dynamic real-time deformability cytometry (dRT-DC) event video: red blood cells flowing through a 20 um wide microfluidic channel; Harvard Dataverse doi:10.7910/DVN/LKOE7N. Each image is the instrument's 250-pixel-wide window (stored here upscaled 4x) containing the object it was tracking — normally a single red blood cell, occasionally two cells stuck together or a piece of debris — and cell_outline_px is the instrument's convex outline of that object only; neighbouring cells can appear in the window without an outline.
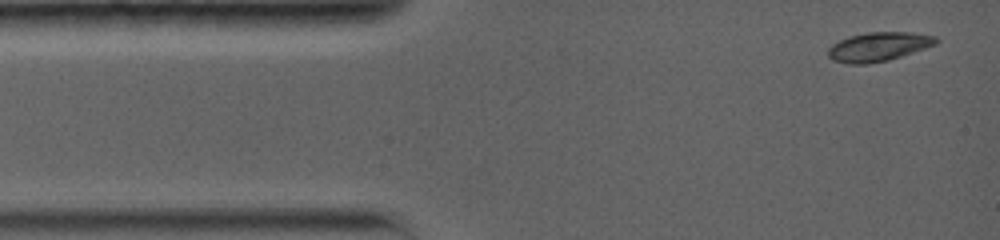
{"species": "common noctule bat (a hibernating species)", "species_latin": "Nyctalus noctula", "temperature_condition": "warm", "stored_images_in_passage": 6, "camera_frame_rate_fps": 5000, "um_per_image_px": 0.085, "animal": {"sex": "female", "body_mass_g": 19.0, "forearm_length_mm": 56.7}, "frame": {"image": 1, "passage_image": 1, "time_ms": 0.0, "image_size_px": [1000, 240], "cell_outline_px": [[940, 40], [936, 44], [888, 60], [868, 64], [848, 64], [832, 60], [828, 56], [828, 48], [832, 44], [840, 40], [852, 36], [868, 32], [908, 32], [936, 36]], "centroid_in_image_um": [74.66, 3.97], "position_along_channel_um": 10.3, "area_um2": 18.09}}
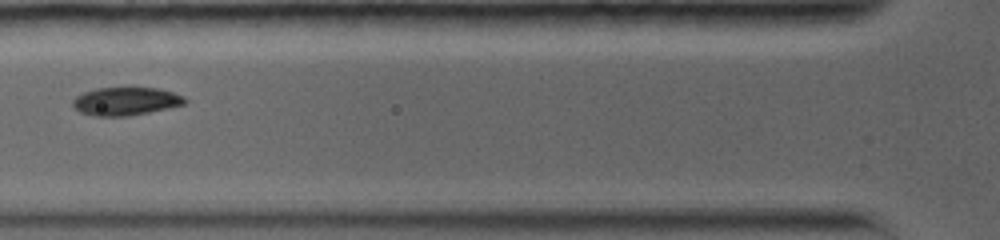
{"frame": {"image": 2, "passage_image": 5, "time_ms": 4.4, "image_size_px": [1000, 240], "cell_outline_px": [[188, 100], [184, 104], [168, 108], [128, 116], [96, 116], [80, 112], [72, 104], [72, 100], [76, 96], [84, 92], [96, 88], [128, 84], [156, 88], [172, 92], [184, 96]], "centroid_in_image_um": [10.69, 8.55], "position_along_channel_um": 115.1, "area_um2": 19.07}}
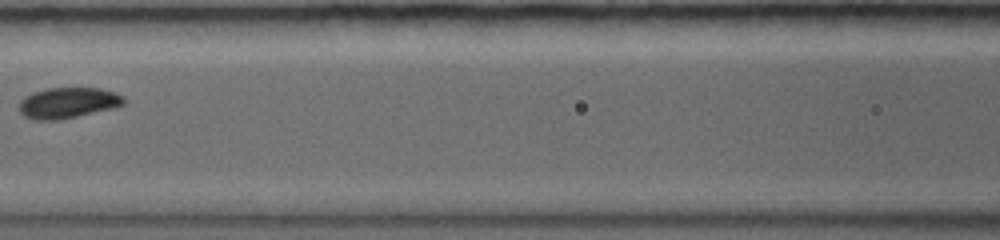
{"frame": {"image": 3, "passage_image": 6, "time_ms": 5.6, "image_size_px": [1000, 240], "cell_outline_px": [[128, 100], [124, 104], [116, 108], [60, 120], [36, 120], [24, 116], [16, 108], [20, 100], [24, 96], [32, 92], [48, 88], [100, 88], [116, 92], [124, 96]], "centroid_in_image_um": [5.79, 8.74], "position_along_channel_um": 160.8, "area_um2": 19.31}}